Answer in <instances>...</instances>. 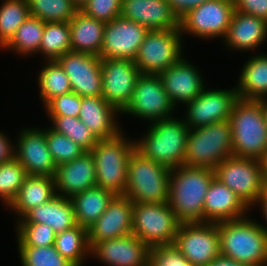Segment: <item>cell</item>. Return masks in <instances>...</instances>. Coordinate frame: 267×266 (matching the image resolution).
<instances>
[{
  "label": "cell",
  "mask_w": 267,
  "mask_h": 266,
  "mask_svg": "<svg viewBox=\"0 0 267 266\" xmlns=\"http://www.w3.org/2000/svg\"><path fill=\"white\" fill-rule=\"evenodd\" d=\"M168 204L181 223L204 222V198L215 177L206 167L180 165L170 171Z\"/></svg>",
  "instance_id": "6da1fadb"
},
{
  "label": "cell",
  "mask_w": 267,
  "mask_h": 266,
  "mask_svg": "<svg viewBox=\"0 0 267 266\" xmlns=\"http://www.w3.org/2000/svg\"><path fill=\"white\" fill-rule=\"evenodd\" d=\"M246 216L218 222L221 255L247 266H267V230Z\"/></svg>",
  "instance_id": "7a4b0ae2"
},
{
  "label": "cell",
  "mask_w": 267,
  "mask_h": 266,
  "mask_svg": "<svg viewBox=\"0 0 267 266\" xmlns=\"http://www.w3.org/2000/svg\"><path fill=\"white\" fill-rule=\"evenodd\" d=\"M229 121L233 156L264 162L267 156V123L261 103L238 99Z\"/></svg>",
  "instance_id": "3957f363"
},
{
  "label": "cell",
  "mask_w": 267,
  "mask_h": 266,
  "mask_svg": "<svg viewBox=\"0 0 267 266\" xmlns=\"http://www.w3.org/2000/svg\"><path fill=\"white\" fill-rule=\"evenodd\" d=\"M145 136L135 141L136 150L169 169L183 165L189 126L173 116L152 122Z\"/></svg>",
  "instance_id": "277c9868"
},
{
  "label": "cell",
  "mask_w": 267,
  "mask_h": 266,
  "mask_svg": "<svg viewBox=\"0 0 267 266\" xmlns=\"http://www.w3.org/2000/svg\"><path fill=\"white\" fill-rule=\"evenodd\" d=\"M135 149V139L129 141L123 132L98 140L90 151L95 162L96 186L114 195H125L128 160Z\"/></svg>",
  "instance_id": "5b68a950"
},
{
  "label": "cell",
  "mask_w": 267,
  "mask_h": 266,
  "mask_svg": "<svg viewBox=\"0 0 267 266\" xmlns=\"http://www.w3.org/2000/svg\"><path fill=\"white\" fill-rule=\"evenodd\" d=\"M170 171L135 149L128 160L125 196L137 203L168 202Z\"/></svg>",
  "instance_id": "8992f818"
},
{
  "label": "cell",
  "mask_w": 267,
  "mask_h": 266,
  "mask_svg": "<svg viewBox=\"0 0 267 266\" xmlns=\"http://www.w3.org/2000/svg\"><path fill=\"white\" fill-rule=\"evenodd\" d=\"M229 120L189 130L183 165L215 169L232 156Z\"/></svg>",
  "instance_id": "52a82bcc"
},
{
  "label": "cell",
  "mask_w": 267,
  "mask_h": 266,
  "mask_svg": "<svg viewBox=\"0 0 267 266\" xmlns=\"http://www.w3.org/2000/svg\"><path fill=\"white\" fill-rule=\"evenodd\" d=\"M180 225L168 202H133L132 234L150 248L174 244Z\"/></svg>",
  "instance_id": "ba28073f"
},
{
  "label": "cell",
  "mask_w": 267,
  "mask_h": 266,
  "mask_svg": "<svg viewBox=\"0 0 267 266\" xmlns=\"http://www.w3.org/2000/svg\"><path fill=\"white\" fill-rule=\"evenodd\" d=\"M214 171L215 177L250 209L256 205L266 184L263 161L232 155L218 164Z\"/></svg>",
  "instance_id": "9c48e42d"
},
{
  "label": "cell",
  "mask_w": 267,
  "mask_h": 266,
  "mask_svg": "<svg viewBox=\"0 0 267 266\" xmlns=\"http://www.w3.org/2000/svg\"><path fill=\"white\" fill-rule=\"evenodd\" d=\"M181 37L180 28L149 31L134 60L140 73L158 75L184 57Z\"/></svg>",
  "instance_id": "30bf717a"
},
{
  "label": "cell",
  "mask_w": 267,
  "mask_h": 266,
  "mask_svg": "<svg viewBox=\"0 0 267 266\" xmlns=\"http://www.w3.org/2000/svg\"><path fill=\"white\" fill-rule=\"evenodd\" d=\"M173 245L193 266H208L221 254L217 223H181Z\"/></svg>",
  "instance_id": "8fae6325"
},
{
  "label": "cell",
  "mask_w": 267,
  "mask_h": 266,
  "mask_svg": "<svg viewBox=\"0 0 267 266\" xmlns=\"http://www.w3.org/2000/svg\"><path fill=\"white\" fill-rule=\"evenodd\" d=\"M176 110L163 88L160 77L155 74H141L135 85L128 106L121 112L154 122L173 116Z\"/></svg>",
  "instance_id": "7c38bea8"
},
{
  "label": "cell",
  "mask_w": 267,
  "mask_h": 266,
  "mask_svg": "<svg viewBox=\"0 0 267 266\" xmlns=\"http://www.w3.org/2000/svg\"><path fill=\"white\" fill-rule=\"evenodd\" d=\"M102 97L121 112L128 106L141 75L134 60L101 59Z\"/></svg>",
  "instance_id": "4fadbf2b"
},
{
  "label": "cell",
  "mask_w": 267,
  "mask_h": 266,
  "mask_svg": "<svg viewBox=\"0 0 267 266\" xmlns=\"http://www.w3.org/2000/svg\"><path fill=\"white\" fill-rule=\"evenodd\" d=\"M234 11V7L221 0H208L180 19L181 34H193L201 39L224 38Z\"/></svg>",
  "instance_id": "5bb4252c"
},
{
  "label": "cell",
  "mask_w": 267,
  "mask_h": 266,
  "mask_svg": "<svg viewBox=\"0 0 267 266\" xmlns=\"http://www.w3.org/2000/svg\"><path fill=\"white\" fill-rule=\"evenodd\" d=\"M238 100L236 88H206L191 102L186 104L184 121L189 129L207 126L229 120L234 103Z\"/></svg>",
  "instance_id": "9a60e30c"
},
{
  "label": "cell",
  "mask_w": 267,
  "mask_h": 266,
  "mask_svg": "<svg viewBox=\"0 0 267 266\" xmlns=\"http://www.w3.org/2000/svg\"><path fill=\"white\" fill-rule=\"evenodd\" d=\"M67 74L72 92L81 97L102 96L101 58L80 52H67L56 60Z\"/></svg>",
  "instance_id": "2e32d148"
},
{
  "label": "cell",
  "mask_w": 267,
  "mask_h": 266,
  "mask_svg": "<svg viewBox=\"0 0 267 266\" xmlns=\"http://www.w3.org/2000/svg\"><path fill=\"white\" fill-rule=\"evenodd\" d=\"M149 30L139 23L119 16L106 23L101 59L135 60L138 49Z\"/></svg>",
  "instance_id": "e0dca14e"
},
{
  "label": "cell",
  "mask_w": 267,
  "mask_h": 266,
  "mask_svg": "<svg viewBox=\"0 0 267 266\" xmlns=\"http://www.w3.org/2000/svg\"><path fill=\"white\" fill-rule=\"evenodd\" d=\"M14 145V157L25 168L27 175L54 177L57 166L46 142V129H21Z\"/></svg>",
  "instance_id": "ac0fdd59"
},
{
  "label": "cell",
  "mask_w": 267,
  "mask_h": 266,
  "mask_svg": "<svg viewBox=\"0 0 267 266\" xmlns=\"http://www.w3.org/2000/svg\"><path fill=\"white\" fill-rule=\"evenodd\" d=\"M133 202L125 195H115L105 212L88 228L90 249L104 240L132 233Z\"/></svg>",
  "instance_id": "d6986e66"
},
{
  "label": "cell",
  "mask_w": 267,
  "mask_h": 266,
  "mask_svg": "<svg viewBox=\"0 0 267 266\" xmlns=\"http://www.w3.org/2000/svg\"><path fill=\"white\" fill-rule=\"evenodd\" d=\"M151 248L132 233L96 243L90 249L93 257L108 266H149Z\"/></svg>",
  "instance_id": "ffe728a7"
},
{
  "label": "cell",
  "mask_w": 267,
  "mask_h": 266,
  "mask_svg": "<svg viewBox=\"0 0 267 266\" xmlns=\"http://www.w3.org/2000/svg\"><path fill=\"white\" fill-rule=\"evenodd\" d=\"M158 76L170 101L176 108L179 102L186 106L206 88L200 71L183 57L176 64L159 73Z\"/></svg>",
  "instance_id": "44dd1931"
},
{
  "label": "cell",
  "mask_w": 267,
  "mask_h": 266,
  "mask_svg": "<svg viewBox=\"0 0 267 266\" xmlns=\"http://www.w3.org/2000/svg\"><path fill=\"white\" fill-rule=\"evenodd\" d=\"M56 194L71 199L74 195L96 186L95 162L90 151L57 166L55 175Z\"/></svg>",
  "instance_id": "7402d4cb"
},
{
  "label": "cell",
  "mask_w": 267,
  "mask_h": 266,
  "mask_svg": "<svg viewBox=\"0 0 267 266\" xmlns=\"http://www.w3.org/2000/svg\"><path fill=\"white\" fill-rule=\"evenodd\" d=\"M120 16L149 31L179 29L180 26L167 0H122Z\"/></svg>",
  "instance_id": "603a6c76"
},
{
  "label": "cell",
  "mask_w": 267,
  "mask_h": 266,
  "mask_svg": "<svg viewBox=\"0 0 267 266\" xmlns=\"http://www.w3.org/2000/svg\"><path fill=\"white\" fill-rule=\"evenodd\" d=\"M204 222L218 223L239 219L250 208L231 189L213 178L204 198Z\"/></svg>",
  "instance_id": "cb8c5ba5"
},
{
  "label": "cell",
  "mask_w": 267,
  "mask_h": 266,
  "mask_svg": "<svg viewBox=\"0 0 267 266\" xmlns=\"http://www.w3.org/2000/svg\"><path fill=\"white\" fill-rule=\"evenodd\" d=\"M116 113L120 112L102 96L81 97L78 118L98 140L113 138L122 132L116 120Z\"/></svg>",
  "instance_id": "d4e9b609"
},
{
  "label": "cell",
  "mask_w": 267,
  "mask_h": 266,
  "mask_svg": "<svg viewBox=\"0 0 267 266\" xmlns=\"http://www.w3.org/2000/svg\"><path fill=\"white\" fill-rule=\"evenodd\" d=\"M267 38V21L234 11L229 28L222 39L231 50H254Z\"/></svg>",
  "instance_id": "484cf974"
},
{
  "label": "cell",
  "mask_w": 267,
  "mask_h": 266,
  "mask_svg": "<svg viewBox=\"0 0 267 266\" xmlns=\"http://www.w3.org/2000/svg\"><path fill=\"white\" fill-rule=\"evenodd\" d=\"M17 223H44L53 228L56 233L77 225L71 200L60 195L29 210Z\"/></svg>",
  "instance_id": "4316f807"
},
{
  "label": "cell",
  "mask_w": 267,
  "mask_h": 266,
  "mask_svg": "<svg viewBox=\"0 0 267 266\" xmlns=\"http://www.w3.org/2000/svg\"><path fill=\"white\" fill-rule=\"evenodd\" d=\"M105 26L106 23L78 10L69 22L72 51L99 56L103 45Z\"/></svg>",
  "instance_id": "83f0119b"
},
{
  "label": "cell",
  "mask_w": 267,
  "mask_h": 266,
  "mask_svg": "<svg viewBox=\"0 0 267 266\" xmlns=\"http://www.w3.org/2000/svg\"><path fill=\"white\" fill-rule=\"evenodd\" d=\"M56 195L54 177L27 175L9 207L21 219L29 210L43 205Z\"/></svg>",
  "instance_id": "f1b7e54d"
},
{
  "label": "cell",
  "mask_w": 267,
  "mask_h": 266,
  "mask_svg": "<svg viewBox=\"0 0 267 266\" xmlns=\"http://www.w3.org/2000/svg\"><path fill=\"white\" fill-rule=\"evenodd\" d=\"M256 55L249 58L241 70L236 87L238 99L267 98V54Z\"/></svg>",
  "instance_id": "f546056e"
},
{
  "label": "cell",
  "mask_w": 267,
  "mask_h": 266,
  "mask_svg": "<svg viewBox=\"0 0 267 266\" xmlns=\"http://www.w3.org/2000/svg\"><path fill=\"white\" fill-rule=\"evenodd\" d=\"M114 196L112 192L98 186L74 195L70 200L74 206L77 225L88 229L105 212Z\"/></svg>",
  "instance_id": "4dcf8cb0"
},
{
  "label": "cell",
  "mask_w": 267,
  "mask_h": 266,
  "mask_svg": "<svg viewBox=\"0 0 267 266\" xmlns=\"http://www.w3.org/2000/svg\"><path fill=\"white\" fill-rule=\"evenodd\" d=\"M54 247L60 255L75 266H82L83 261L90 254L88 229L76 225L71 229L56 233Z\"/></svg>",
  "instance_id": "1f68e13d"
},
{
  "label": "cell",
  "mask_w": 267,
  "mask_h": 266,
  "mask_svg": "<svg viewBox=\"0 0 267 266\" xmlns=\"http://www.w3.org/2000/svg\"><path fill=\"white\" fill-rule=\"evenodd\" d=\"M44 24L41 19L29 15L2 49L10 48L23 56L39 53Z\"/></svg>",
  "instance_id": "d6a6232c"
},
{
  "label": "cell",
  "mask_w": 267,
  "mask_h": 266,
  "mask_svg": "<svg viewBox=\"0 0 267 266\" xmlns=\"http://www.w3.org/2000/svg\"><path fill=\"white\" fill-rule=\"evenodd\" d=\"M38 75L40 98L44 107L54 98L72 91L70 80L56 61H46Z\"/></svg>",
  "instance_id": "836d02e7"
},
{
  "label": "cell",
  "mask_w": 267,
  "mask_h": 266,
  "mask_svg": "<svg viewBox=\"0 0 267 266\" xmlns=\"http://www.w3.org/2000/svg\"><path fill=\"white\" fill-rule=\"evenodd\" d=\"M69 22H45L39 52L47 61L57 60L71 52Z\"/></svg>",
  "instance_id": "e575fe53"
},
{
  "label": "cell",
  "mask_w": 267,
  "mask_h": 266,
  "mask_svg": "<svg viewBox=\"0 0 267 266\" xmlns=\"http://www.w3.org/2000/svg\"><path fill=\"white\" fill-rule=\"evenodd\" d=\"M30 15L27 0H3L0 6V47L14 36L20 25Z\"/></svg>",
  "instance_id": "d590c367"
},
{
  "label": "cell",
  "mask_w": 267,
  "mask_h": 266,
  "mask_svg": "<svg viewBox=\"0 0 267 266\" xmlns=\"http://www.w3.org/2000/svg\"><path fill=\"white\" fill-rule=\"evenodd\" d=\"M30 16L44 22H70L79 10L71 0H27Z\"/></svg>",
  "instance_id": "8d00e7d4"
},
{
  "label": "cell",
  "mask_w": 267,
  "mask_h": 266,
  "mask_svg": "<svg viewBox=\"0 0 267 266\" xmlns=\"http://www.w3.org/2000/svg\"><path fill=\"white\" fill-rule=\"evenodd\" d=\"M52 121L50 127L57 133L68 136L85 151H91L98 139L91 130L78 118L72 116H49Z\"/></svg>",
  "instance_id": "74e56055"
},
{
  "label": "cell",
  "mask_w": 267,
  "mask_h": 266,
  "mask_svg": "<svg viewBox=\"0 0 267 266\" xmlns=\"http://www.w3.org/2000/svg\"><path fill=\"white\" fill-rule=\"evenodd\" d=\"M26 177L25 168L15 157L0 163V198L6 206L15 199Z\"/></svg>",
  "instance_id": "f35d334b"
},
{
  "label": "cell",
  "mask_w": 267,
  "mask_h": 266,
  "mask_svg": "<svg viewBox=\"0 0 267 266\" xmlns=\"http://www.w3.org/2000/svg\"><path fill=\"white\" fill-rule=\"evenodd\" d=\"M18 247H46L54 245L56 232L47 224L17 223Z\"/></svg>",
  "instance_id": "ab89813d"
},
{
  "label": "cell",
  "mask_w": 267,
  "mask_h": 266,
  "mask_svg": "<svg viewBox=\"0 0 267 266\" xmlns=\"http://www.w3.org/2000/svg\"><path fill=\"white\" fill-rule=\"evenodd\" d=\"M46 142L56 166L70 162L86 152L68 136L57 133L50 127L46 129Z\"/></svg>",
  "instance_id": "60d3db41"
},
{
  "label": "cell",
  "mask_w": 267,
  "mask_h": 266,
  "mask_svg": "<svg viewBox=\"0 0 267 266\" xmlns=\"http://www.w3.org/2000/svg\"><path fill=\"white\" fill-rule=\"evenodd\" d=\"M22 266H75L58 253L54 245L18 247Z\"/></svg>",
  "instance_id": "b9f144b4"
},
{
  "label": "cell",
  "mask_w": 267,
  "mask_h": 266,
  "mask_svg": "<svg viewBox=\"0 0 267 266\" xmlns=\"http://www.w3.org/2000/svg\"><path fill=\"white\" fill-rule=\"evenodd\" d=\"M122 0H89L80 11L84 14L108 23L121 15Z\"/></svg>",
  "instance_id": "7bdbcfd3"
},
{
  "label": "cell",
  "mask_w": 267,
  "mask_h": 266,
  "mask_svg": "<svg viewBox=\"0 0 267 266\" xmlns=\"http://www.w3.org/2000/svg\"><path fill=\"white\" fill-rule=\"evenodd\" d=\"M80 107L81 96L71 91L52 99L45 109L48 116L79 117Z\"/></svg>",
  "instance_id": "ee69618b"
},
{
  "label": "cell",
  "mask_w": 267,
  "mask_h": 266,
  "mask_svg": "<svg viewBox=\"0 0 267 266\" xmlns=\"http://www.w3.org/2000/svg\"><path fill=\"white\" fill-rule=\"evenodd\" d=\"M149 266H193L172 245L155 246L150 250Z\"/></svg>",
  "instance_id": "f6af8a7d"
},
{
  "label": "cell",
  "mask_w": 267,
  "mask_h": 266,
  "mask_svg": "<svg viewBox=\"0 0 267 266\" xmlns=\"http://www.w3.org/2000/svg\"><path fill=\"white\" fill-rule=\"evenodd\" d=\"M235 10L267 21V0H239Z\"/></svg>",
  "instance_id": "bcb514c9"
},
{
  "label": "cell",
  "mask_w": 267,
  "mask_h": 266,
  "mask_svg": "<svg viewBox=\"0 0 267 266\" xmlns=\"http://www.w3.org/2000/svg\"><path fill=\"white\" fill-rule=\"evenodd\" d=\"M208 0H167L171 6L172 11L180 20L189 11L207 2Z\"/></svg>",
  "instance_id": "7dc6e473"
},
{
  "label": "cell",
  "mask_w": 267,
  "mask_h": 266,
  "mask_svg": "<svg viewBox=\"0 0 267 266\" xmlns=\"http://www.w3.org/2000/svg\"><path fill=\"white\" fill-rule=\"evenodd\" d=\"M7 137L0 131V163L14 158L15 148Z\"/></svg>",
  "instance_id": "c3c4849f"
},
{
  "label": "cell",
  "mask_w": 267,
  "mask_h": 266,
  "mask_svg": "<svg viewBox=\"0 0 267 266\" xmlns=\"http://www.w3.org/2000/svg\"><path fill=\"white\" fill-rule=\"evenodd\" d=\"M208 266H247V265L238 263L237 261L220 254Z\"/></svg>",
  "instance_id": "681fc988"
},
{
  "label": "cell",
  "mask_w": 267,
  "mask_h": 266,
  "mask_svg": "<svg viewBox=\"0 0 267 266\" xmlns=\"http://www.w3.org/2000/svg\"><path fill=\"white\" fill-rule=\"evenodd\" d=\"M257 203H259L258 205L261 206V212L263 211L262 214L264 215V218L267 222V183L265 184L263 192L259 196ZM264 228L265 230H267V227L264 226Z\"/></svg>",
  "instance_id": "f907efd6"
},
{
  "label": "cell",
  "mask_w": 267,
  "mask_h": 266,
  "mask_svg": "<svg viewBox=\"0 0 267 266\" xmlns=\"http://www.w3.org/2000/svg\"><path fill=\"white\" fill-rule=\"evenodd\" d=\"M258 101L261 103L262 110H263L264 117H265V121L267 123V98H264V99H261Z\"/></svg>",
  "instance_id": "816d5d0a"
},
{
  "label": "cell",
  "mask_w": 267,
  "mask_h": 266,
  "mask_svg": "<svg viewBox=\"0 0 267 266\" xmlns=\"http://www.w3.org/2000/svg\"><path fill=\"white\" fill-rule=\"evenodd\" d=\"M74 5L80 10L82 6H84L89 0H71Z\"/></svg>",
  "instance_id": "f5cc1de1"
},
{
  "label": "cell",
  "mask_w": 267,
  "mask_h": 266,
  "mask_svg": "<svg viewBox=\"0 0 267 266\" xmlns=\"http://www.w3.org/2000/svg\"><path fill=\"white\" fill-rule=\"evenodd\" d=\"M224 3H227L229 5H231L232 7H236V5L238 4L239 0H221Z\"/></svg>",
  "instance_id": "db71d44e"
},
{
  "label": "cell",
  "mask_w": 267,
  "mask_h": 266,
  "mask_svg": "<svg viewBox=\"0 0 267 266\" xmlns=\"http://www.w3.org/2000/svg\"><path fill=\"white\" fill-rule=\"evenodd\" d=\"M264 170H265V180L267 183V156H266V159L264 160Z\"/></svg>",
  "instance_id": "11a10c76"
}]
</instances>
